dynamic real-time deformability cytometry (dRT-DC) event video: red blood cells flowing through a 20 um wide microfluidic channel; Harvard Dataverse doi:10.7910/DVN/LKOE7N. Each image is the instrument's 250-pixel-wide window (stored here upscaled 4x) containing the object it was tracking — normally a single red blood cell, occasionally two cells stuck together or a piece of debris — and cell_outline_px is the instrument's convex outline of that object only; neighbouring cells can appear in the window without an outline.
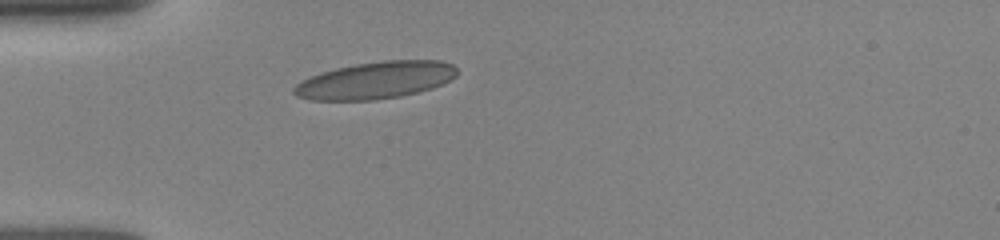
{"species": "human", "species_latin": "Homo sapiens", "temperature_condition": "room temperature", "stored_images_in_passage": 36, "camera_frame_rate_fps": 3000, "um_per_image_px": 0.085, "donor": {"sex": "female"}, "frame": {"image": 1, "passage_image": 1, "time_ms": 0.0, "image_size_px": [1000, 240], "cell_outline_px": [[456, 76], [432, 88], [400, 96], [376, 100], [312, 100], [296, 96], [292, 92], [292, 88], [296, 84], [312, 76], [336, 68], [356, 64], [384, 60], [440, 60], [452, 64], [456, 68]], "centroid_in_image_um": [31.91, 6.82], "position_along_channel_um": 53.1, "area_um2": 34.91}}
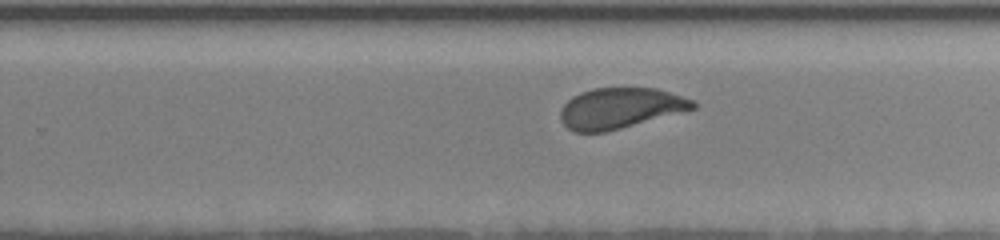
{"frame": {"image": 2, "passage_image": 19, "time_ms": 6.0, "image_size_px": [1000, 240], "cell_outline_px": [[696, 108], [620, 128], [604, 132], [576, 132], [568, 128], [560, 120], [560, 112], [564, 104], [572, 96], [580, 92], [592, 88], [656, 88], [696, 100]], "centroid_in_image_um": [52.7, 9.18], "position_along_channel_um": 277.1, "area_um2": 31.21}}
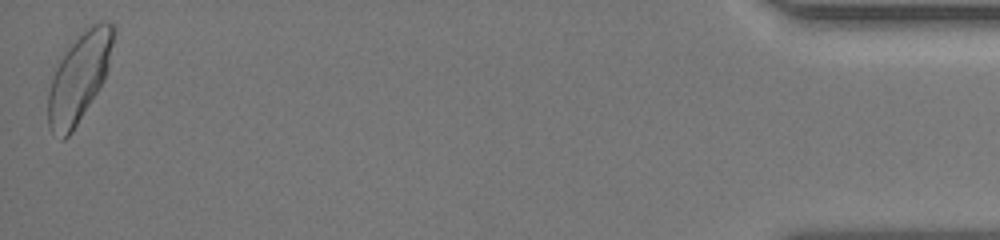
{"frame": {"image": 3, "passage_image": 36, "time_ms": 11.667, "image_size_px": [1000, 240], "cell_outline_px": [[116, 32], [104, 80], [72, 132], [64, 140], [60, 140], [48, 128], [48, 92], [56, 60], [84, 28], [100, 20], [108, 20], [116, 28]], "centroid_in_image_um": [6.7, 6.52], "position_along_channel_um": 428.5, "area_um2": 34.28}, "authors_computed_cell_mechanics": {"area_um2": 32.5992, "velocity_mm_per_s": 3.9136, "shape_relaxation_time_tau1_ms": 2.9165, "shape_relaxation_time_tau2_ms": 0.8085, "deformation_change_tau1": 0.1328, "deformation_change_tau2": 0.073}}